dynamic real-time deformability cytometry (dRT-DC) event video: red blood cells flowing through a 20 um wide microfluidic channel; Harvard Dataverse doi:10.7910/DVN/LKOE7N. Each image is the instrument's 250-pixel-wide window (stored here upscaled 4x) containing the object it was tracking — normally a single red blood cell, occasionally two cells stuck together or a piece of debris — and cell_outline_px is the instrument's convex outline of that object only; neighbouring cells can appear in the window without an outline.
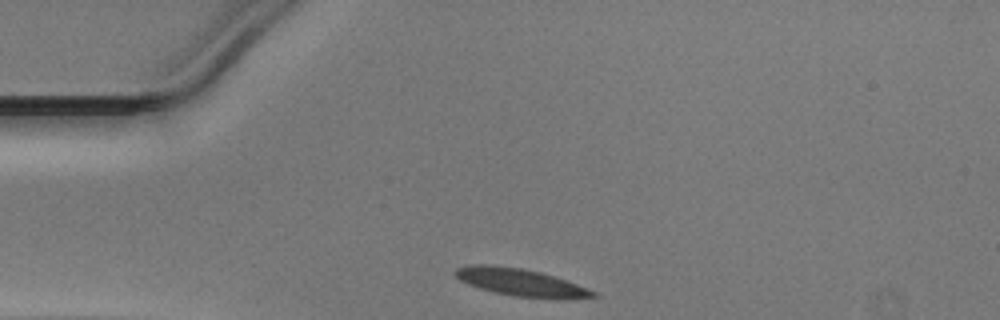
{"species": "Egyptian fruit bat (a non-hibernating species)", "species_latin": "Rousettus aegyptiacus", "temperature_condition": "warm", "stored_images_in_passage": 29, "camera_frame_rate_fps": 3000, "um_per_image_px": 0.085, "animal": {"sex": "male"}, "frame": {"image": 1, "passage_image": 1, "time_ms": 0.0, "image_size_px": [1000, 320], "cell_outline_px": [[600, 296], [516, 296], [496, 292], [480, 288], [468, 284], [460, 280], [452, 272], [456, 268], [472, 264], [484, 264], [520, 268], [540, 272], [576, 284], [596, 292]], "centroid_in_image_um": [44.07, 23.94], "position_along_channel_um": 40.9, "area_um2": 20.63}}
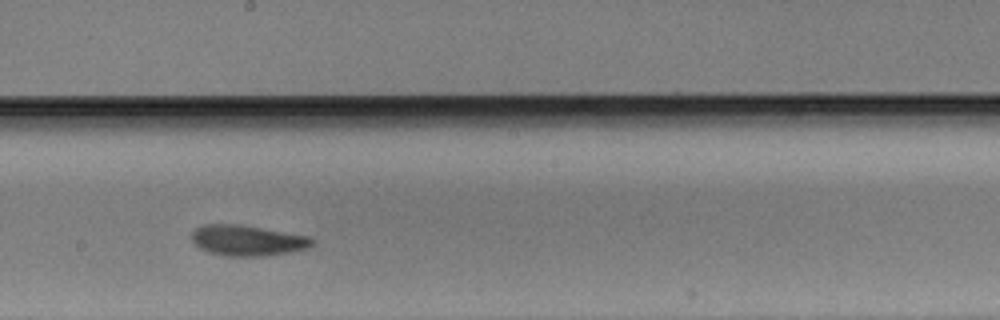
{"frame": {"image": 2, "passage_image": 17, "time_ms": 5.333, "image_size_px": [1000, 320], "cell_outline_px": [[316, 244], [308, 248], [288, 252], [264, 256], [224, 256], [208, 252], [200, 248], [192, 240], [192, 232], [196, 228], [204, 224], [240, 224], [312, 236], [316, 240]], "centroid_in_image_um": [21.09, 20.43], "position_along_channel_um": 227.1, "area_um2": 21.79}}
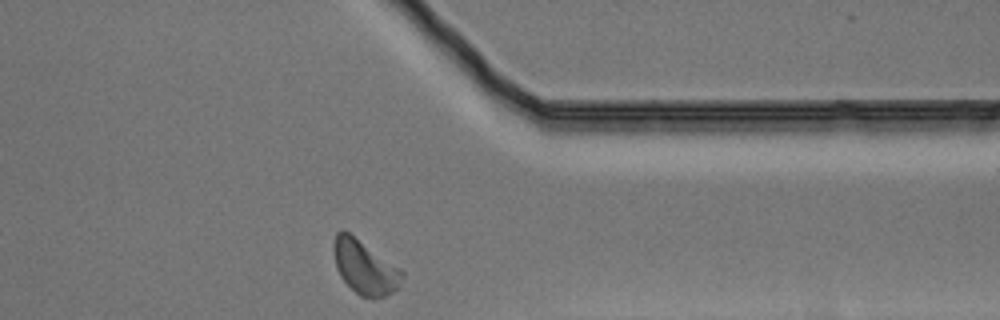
{"frame": {"image": 3, "passage_image": 29, "time_ms": 9.333, "image_size_px": [1000, 320], "cell_outline_px": [[404, 276], [396, 288], [392, 292], [384, 296], [360, 296], [340, 276], [336, 268], [332, 248], [332, 244], [336, 232], [348, 232], [400, 268], [404, 272]], "centroid_in_image_um": [30.98, 22.69], "position_along_channel_um": 380.4, "area_um2": 20.92}}